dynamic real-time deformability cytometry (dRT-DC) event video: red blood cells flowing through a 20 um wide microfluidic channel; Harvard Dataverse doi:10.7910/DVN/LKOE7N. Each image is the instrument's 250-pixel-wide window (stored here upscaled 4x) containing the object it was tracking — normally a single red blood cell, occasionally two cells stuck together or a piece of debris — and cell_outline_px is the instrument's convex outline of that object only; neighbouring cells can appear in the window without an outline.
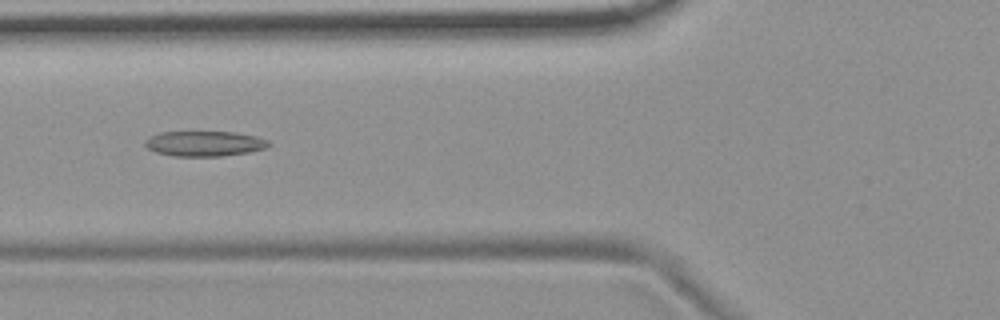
{"species": "common noctule bat (a hibernating species)", "species_latin": "Nyctalus noctula", "temperature_condition": "room temperature", "stored_images_in_passage": 12, "camera_frame_rate_fps": 3000, "um_per_image_px": 0.085, "animal": {"sex": "female", "body_mass_g": 19.9}, "frame": {"image": 1, "passage_image": 6, "time_ms": 1.667, "image_size_px": [1000, 320], "cell_outline_px": [[272, 144], [264, 148], [248, 152], [220, 156], [172, 156], [156, 152], [148, 148], [144, 144], [144, 140], [160, 132], [236, 132], [256, 136], [268, 140]], "centroid_in_image_um": [17.38, 12.2], "position_along_channel_um": 108.4, "area_um2": 18.09}}
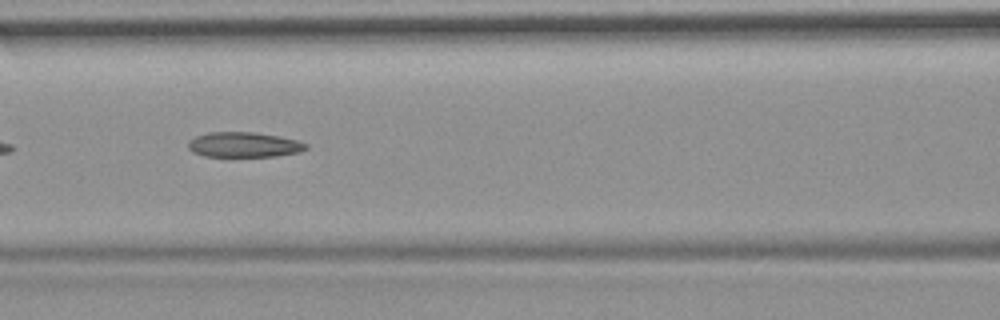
{"frame": {"image": 2, "passage_image": 9, "time_ms": 2.667, "image_size_px": [1000, 320], "cell_outline_px": [[308, 148], [300, 152], [276, 156], [204, 156], [192, 152], [188, 148], [188, 140], [196, 136], [208, 132], [252, 132], [280, 136], [296, 140], [308, 144]], "centroid_in_image_um": [20.72, 12.3], "position_along_channel_um": 145.9, "area_um2": 17.28}}